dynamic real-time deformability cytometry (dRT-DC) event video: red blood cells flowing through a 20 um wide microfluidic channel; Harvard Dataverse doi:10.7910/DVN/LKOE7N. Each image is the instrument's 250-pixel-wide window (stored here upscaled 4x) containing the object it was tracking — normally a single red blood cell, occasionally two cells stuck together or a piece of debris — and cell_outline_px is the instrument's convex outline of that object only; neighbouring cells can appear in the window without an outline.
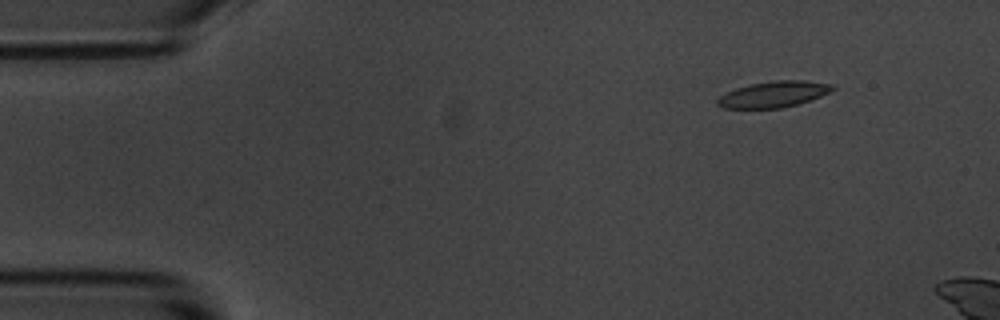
{"species": "common noctule bat (a hibernating species)", "species_latin": "Nyctalus noctula", "temperature_condition": "room temperature", "stored_images_in_passage": 9, "camera_frame_rate_fps": 3000, "um_per_image_px": 0.085, "animal": {"sex": "male", "body_mass_g": 20.1, "forearm_length_mm": 53.5}, "frame": {"image": 1, "passage_image": 1, "time_ms": 0.0, "image_size_px": [1000, 320], "cell_outline_px": [[836, 88], [820, 96], [796, 104], [780, 108], [724, 108], [716, 104], [716, 100], [720, 96], [736, 88], [752, 84], [772, 80], [804, 80], [832, 84]], "centroid_in_image_um": [65.74, 8.0], "position_along_channel_um": 19.3, "area_um2": 17.22}}